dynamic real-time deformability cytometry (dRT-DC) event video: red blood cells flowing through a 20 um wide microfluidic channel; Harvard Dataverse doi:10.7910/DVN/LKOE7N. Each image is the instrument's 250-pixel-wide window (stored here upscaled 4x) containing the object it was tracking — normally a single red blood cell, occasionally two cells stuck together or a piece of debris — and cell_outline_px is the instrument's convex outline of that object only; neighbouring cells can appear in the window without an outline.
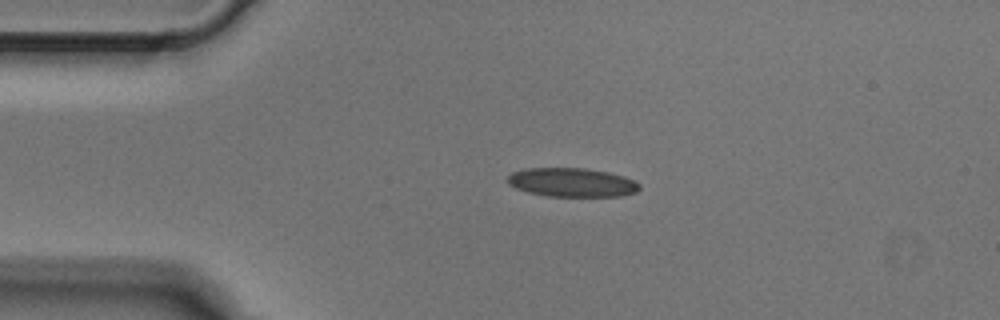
{"species": "Egyptian fruit bat (a non-hibernating species)", "species_latin": "Rousettus aegyptiacus", "temperature_condition": "cold", "stored_images_in_passage": 3, "camera_frame_rate_fps": 3000, "um_per_image_px": 0.085, "animal": {"sex": "male"}, "frame": {"image": 1, "passage_image": 2, "time_ms": 0.333, "image_size_px": [1000, 320], "cell_outline_px": [[640, 188], [636, 192], [620, 196], [548, 196], [528, 192], [516, 188], [508, 184], [508, 176], [512, 172], [524, 168], [584, 168], [608, 172], [624, 176], [636, 180], [640, 184]], "centroid_in_image_um": [48.63, 15.5], "position_along_channel_um": 36.4, "area_um2": 22.25}}
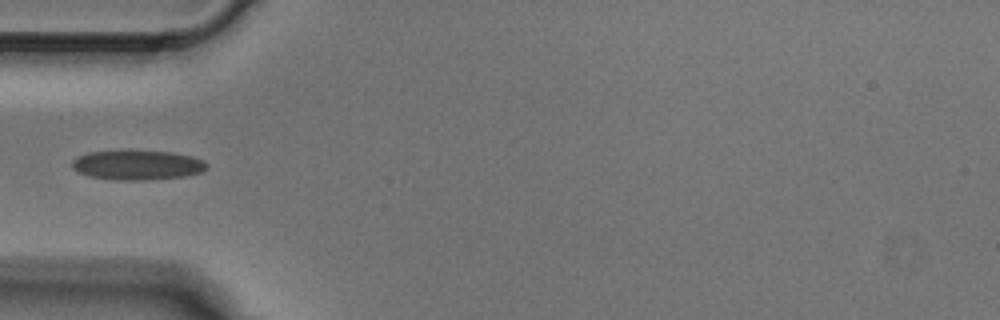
{"frame": {"image": 2, "passage_image": 3, "time_ms": 0.667, "image_size_px": [1000, 320], "cell_outline_px": [[208, 168], [200, 172], [184, 176], [144, 180], [120, 180], [88, 176], [76, 172], [72, 168], [72, 160], [76, 156], [88, 152], [120, 148], [172, 152], [192, 156], [204, 160], [208, 164]], "centroid_in_image_um": [11.62, 13.98], "position_along_channel_um": 73.4, "area_um2": 24.16}}